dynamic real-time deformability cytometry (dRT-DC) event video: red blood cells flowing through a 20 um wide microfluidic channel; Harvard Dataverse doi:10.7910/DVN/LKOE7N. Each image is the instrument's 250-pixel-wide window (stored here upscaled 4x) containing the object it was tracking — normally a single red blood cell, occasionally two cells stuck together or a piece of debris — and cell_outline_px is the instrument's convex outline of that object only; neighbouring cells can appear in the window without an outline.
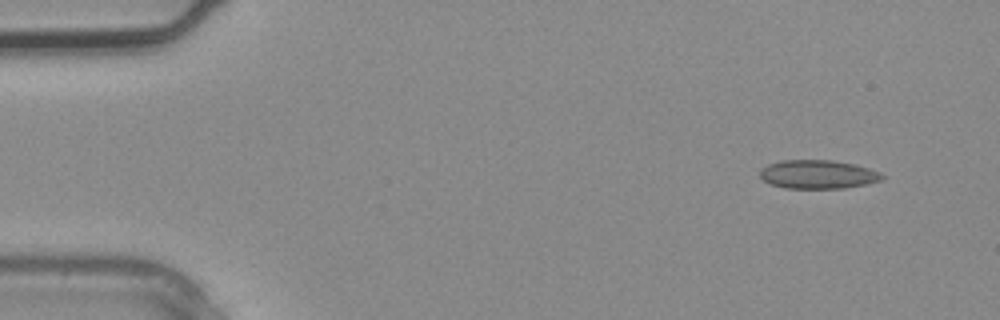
{"species": "common noctule bat (a hibernating species)", "species_latin": "Nyctalus noctula", "temperature_condition": "warm", "stored_images_in_passage": 3, "camera_frame_rate_fps": 3000, "um_per_image_px": 0.085, "animal": {"sex": "male", "body_mass_g": 20.4}, "frame": {"image": 1, "passage_image": 1, "time_ms": 0.0, "image_size_px": [1000, 320], "cell_outline_px": [[884, 176], [880, 180], [864, 184], [844, 188], [784, 188], [772, 184], [764, 180], [760, 176], [760, 168], [768, 164], [780, 160], [832, 160], [856, 164], [880, 172]], "centroid_in_image_um": [69.5, 14.81], "position_along_channel_um": 15.5, "area_um2": 20.35}}